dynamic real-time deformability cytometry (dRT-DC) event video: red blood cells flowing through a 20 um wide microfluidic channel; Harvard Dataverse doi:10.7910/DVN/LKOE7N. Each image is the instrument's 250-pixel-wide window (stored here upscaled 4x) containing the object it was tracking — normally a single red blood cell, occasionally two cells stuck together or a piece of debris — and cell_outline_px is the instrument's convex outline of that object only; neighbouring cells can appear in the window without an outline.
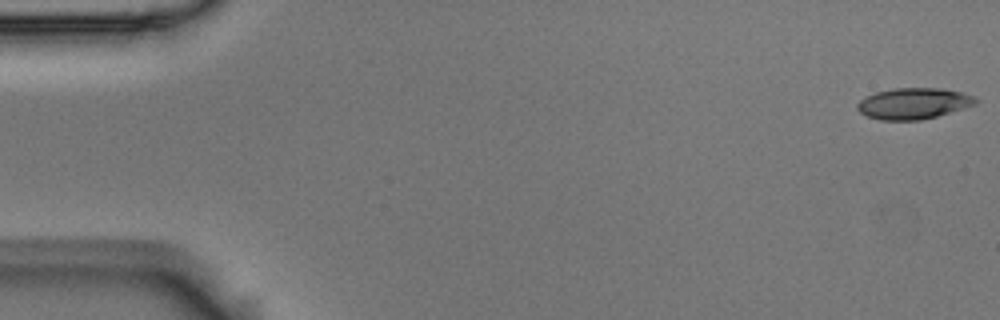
{"species": "Egyptian fruit bat (a non-hibernating species)", "species_latin": "Rousettus aegyptiacus", "temperature_condition": "room temperature", "stored_images_in_passage": 5, "camera_frame_rate_fps": 3000, "um_per_image_px": 0.085, "animal": {"sex": "male"}, "frame": {"image": 1, "passage_image": 1, "time_ms": 0.0, "image_size_px": [1000, 320], "cell_outline_px": [[980, 100], [976, 104], [936, 116], [920, 120], [880, 120], [868, 116], [860, 112], [856, 108], [856, 104], [860, 100], [876, 92], [892, 88], [944, 88], [960, 92], [972, 96]], "centroid_in_image_um": [77.64, 8.79], "position_along_channel_um": 7.4, "area_um2": 21.33}}
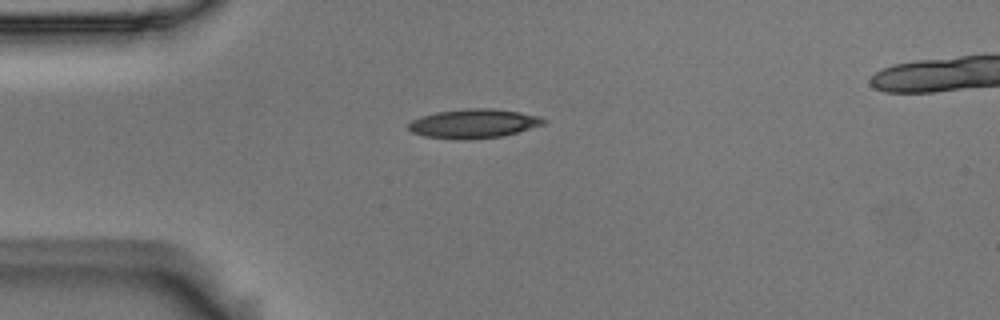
{"frame": {"image": 2, "passage_image": 4, "time_ms": 1.0, "image_size_px": [1000, 320], "cell_outline_px": [[548, 120], [544, 124], [504, 136], [464, 140], [456, 140], [424, 136], [412, 132], [408, 128], [408, 124], [412, 120], [420, 116], [436, 112], [468, 108], [492, 108], [520, 112], [540, 116]], "centroid_in_image_um": [40.26, 10.5], "position_along_channel_um": 44.7, "area_um2": 23.12}}